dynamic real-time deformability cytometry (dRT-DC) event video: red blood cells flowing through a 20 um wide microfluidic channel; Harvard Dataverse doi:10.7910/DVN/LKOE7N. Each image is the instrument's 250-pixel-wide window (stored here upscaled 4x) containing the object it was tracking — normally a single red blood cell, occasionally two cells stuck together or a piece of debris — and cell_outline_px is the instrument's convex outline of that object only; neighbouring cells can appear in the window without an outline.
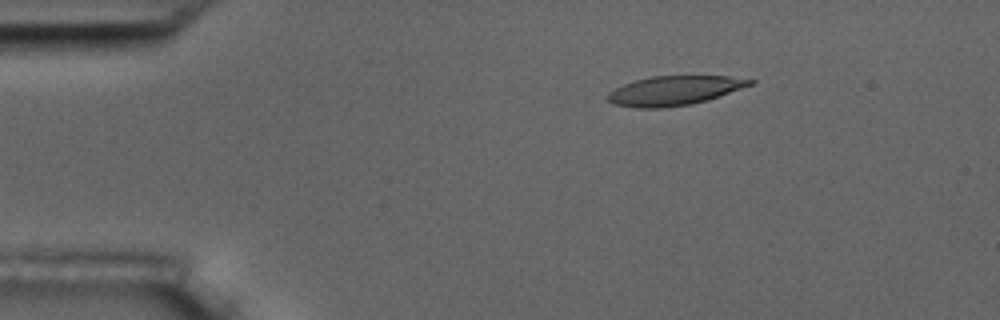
{"species": "common noctule bat (a hibernating species)", "species_latin": "Nyctalus noctula", "temperature_condition": "room temperature", "stored_images_in_passage": 5, "camera_frame_rate_fps": 3000, "um_per_image_px": 0.085, "animal": {"sex": "male", "body_mass_g": 17.5, "forearm_length_mm": 52.3}, "frame": {"image": 1, "passage_image": 3, "time_ms": 2.0, "image_size_px": [1000, 320], "cell_outline_px": [[756, 80], [752, 84], [708, 100], [692, 104], [660, 108], [636, 108], [616, 104], [608, 100], [608, 92], [624, 84], [636, 80], [652, 76], [728, 76]], "centroid_in_image_um": [57.32, 7.7], "position_along_channel_um": 27.7, "area_um2": 24.04}}